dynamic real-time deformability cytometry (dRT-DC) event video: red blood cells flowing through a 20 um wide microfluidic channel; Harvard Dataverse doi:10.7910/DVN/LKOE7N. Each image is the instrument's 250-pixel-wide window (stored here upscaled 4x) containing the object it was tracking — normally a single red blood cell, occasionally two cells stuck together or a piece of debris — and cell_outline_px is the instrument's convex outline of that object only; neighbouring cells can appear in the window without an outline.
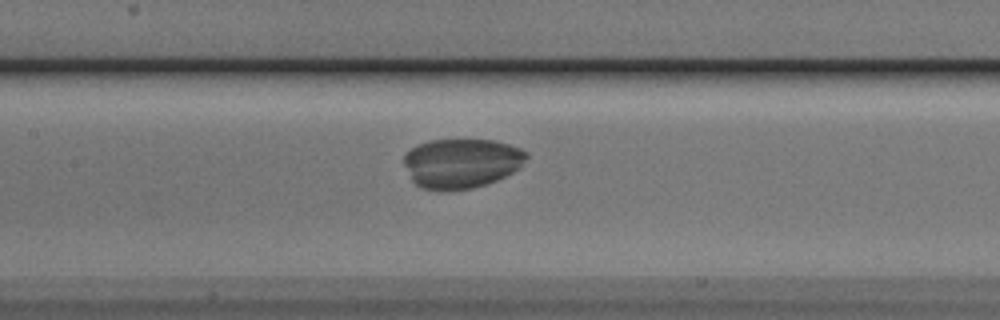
{"species": "Egyptian fruit bat (a non-hibernating species)", "species_latin": "Rousettus aegyptiacus", "temperature_condition": "cold", "stored_images_in_passage": 18, "camera_frame_rate_fps": 3000, "um_per_image_px": 0.085, "animal": {"sex": "male"}, "frame": {"image": 1, "passage_image": 16, "time_ms": 5.0, "image_size_px": [1000, 320], "cell_outline_px": [[528, 156], [520, 168], [496, 180], [472, 188], [420, 188], [412, 180], [404, 164], [404, 152], [416, 144], [432, 140], [496, 140], [520, 148], [528, 152]], "centroid_in_image_um": [39.23, 13.83], "position_along_channel_um": 168.2, "area_um2": 35.03}}